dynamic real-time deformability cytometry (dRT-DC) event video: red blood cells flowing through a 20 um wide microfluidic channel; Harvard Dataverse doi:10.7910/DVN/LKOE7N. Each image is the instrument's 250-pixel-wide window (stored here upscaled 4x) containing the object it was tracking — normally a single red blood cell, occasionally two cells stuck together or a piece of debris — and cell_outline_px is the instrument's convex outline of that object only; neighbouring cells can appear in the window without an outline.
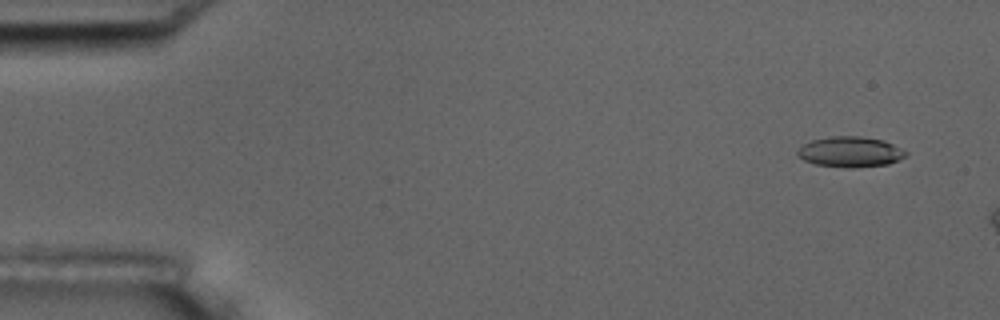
{"species": "common noctule bat (a hibernating species)", "species_latin": "Nyctalus noctula", "temperature_condition": "room temperature", "stored_images_in_passage": 3, "camera_frame_rate_fps": 3000, "um_per_image_px": 0.085, "animal": {"sex": "male", "body_mass_g": 17.5, "forearm_length_mm": 52.3}, "frame": {"image": 1, "passage_image": 1, "time_ms": 0.0, "image_size_px": [1000, 320], "cell_outline_px": [[908, 156], [888, 164], [856, 168], [848, 168], [816, 164], [804, 160], [796, 156], [796, 152], [804, 144], [812, 140], [832, 136], [860, 136], [884, 140], [908, 152]], "centroid_in_image_um": [72.29, 12.91], "position_along_channel_um": 12.7, "area_um2": 19.31}}